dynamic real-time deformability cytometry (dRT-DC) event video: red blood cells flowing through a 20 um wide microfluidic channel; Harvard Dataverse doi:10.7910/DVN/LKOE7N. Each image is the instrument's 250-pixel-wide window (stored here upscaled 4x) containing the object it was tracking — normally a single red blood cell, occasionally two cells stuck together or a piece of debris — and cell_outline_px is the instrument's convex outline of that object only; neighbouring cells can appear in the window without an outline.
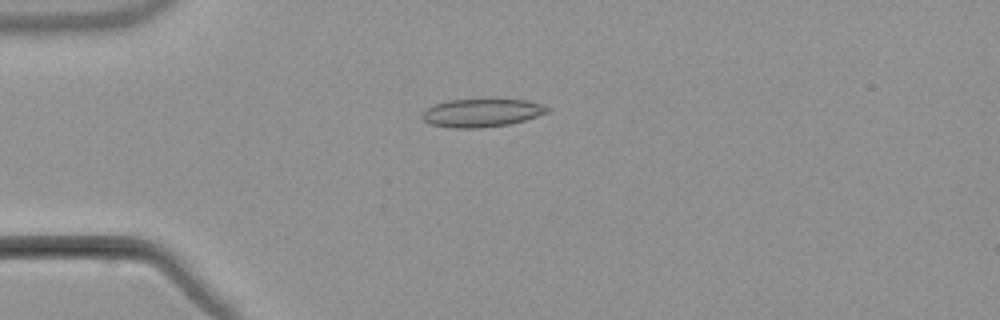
{"species": "common noctule bat (a hibernating species)", "species_latin": "Nyctalus noctula", "temperature_condition": "warm", "stored_images_in_passage": 8, "camera_frame_rate_fps": 3000, "um_per_image_px": 0.085, "animal": {"sex": "male", "body_mass_g": 21.5, "forearm_length_mm": 52.0}, "frame": {"image": 1, "passage_image": 5, "time_ms": 4.667, "image_size_px": [1000, 320], "cell_outline_px": [[552, 108], [548, 112], [524, 120], [508, 124], [476, 128], [452, 128], [428, 124], [420, 116], [428, 108], [436, 104], [448, 100], [524, 100], [544, 104]], "centroid_in_image_um": [40.95, 9.6], "position_along_channel_um": 44.1, "area_um2": 20.29}}
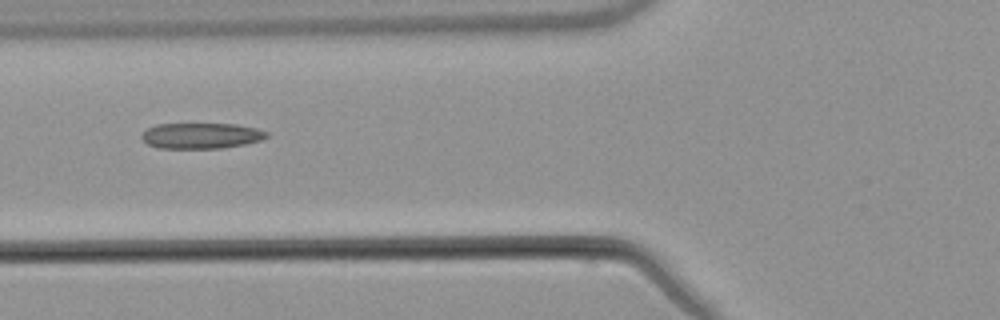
{"frame": {"image": 2, "passage_image": 7, "time_ms": 7.0, "image_size_px": [1000, 320], "cell_outline_px": [[268, 136], [260, 140], [244, 144], [224, 148], [160, 148], [148, 144], [140, 136], [148, 128], [156, 124], [236, 124], [256, 128], [268, 132]], "centroid_in_image_um": [17.11, 11.53], "position_along_channel_um": 108.7, "area_um2": 18.61}}
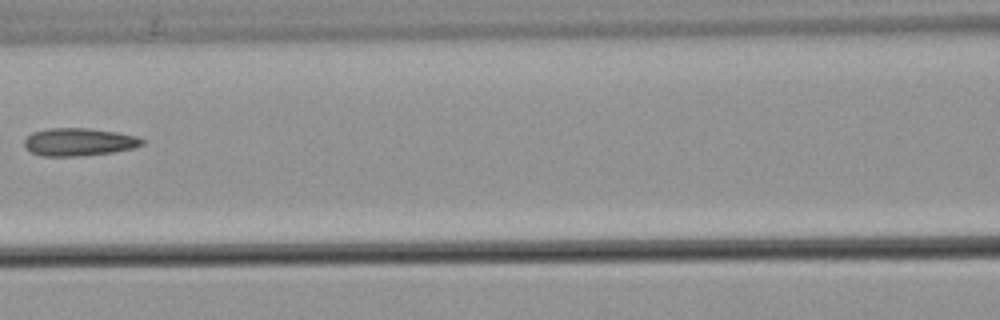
{"frame": {"image": 3, "passage_image": 8, "time_ms": 8.333, "image_size_px": [1000, 320], "cell_outline_px": [[144, 144], [132, 148], [112, 152], [84, 156], [44, 156], [32, 152], [24, 148], [24, 140], [32, 132], [48, 128], [88, 128], [116, 132], [136, 136], [144, 140]], "centroid_in_image_um": [6.68, 12.06], "position_along_channel_um": 159.9, "area_um2": 19.07}}